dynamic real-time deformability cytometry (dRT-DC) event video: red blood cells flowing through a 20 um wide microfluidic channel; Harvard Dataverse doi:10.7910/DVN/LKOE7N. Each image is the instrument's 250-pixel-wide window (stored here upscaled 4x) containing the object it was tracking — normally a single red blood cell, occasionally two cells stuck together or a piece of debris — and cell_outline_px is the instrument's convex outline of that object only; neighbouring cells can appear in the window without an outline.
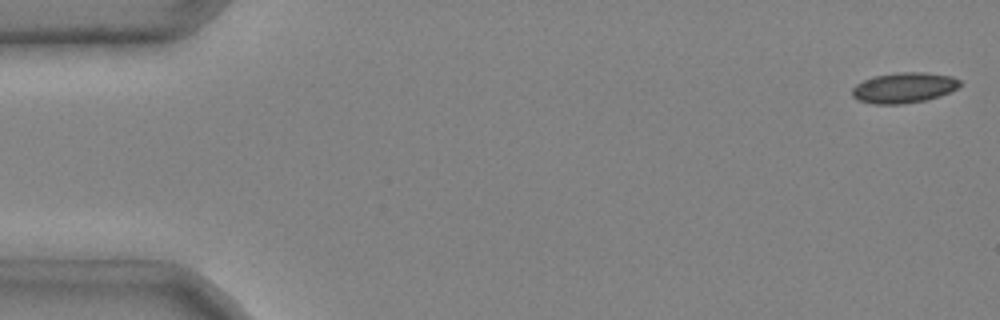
{"species": "common noctule bat (a hibernating species)", "species_latin": "Nyctalus noctula", "temperature_condition": "cold", "stored_images_in_passage": 4, "camera_frame_rate_fps": 3000, "um_per_image_px": 0.085, "animal": {"sex": "male", "body_mass_g": 20.4}, "frame": {"image": 1, "passage_image": 1, "time_ms": 0.0, "image_size_px": [1000, 320], "cell_outline_px": [[960, 84], [956, 88], [940, 96], [924, 100], [904, 104], [872, 104], [856, 100], [852, 96], [852, 88], [856, 84], [872, 76], [896, 72], [924, 72], [952, 76], [960, 80]], "centroid_in_image_um": [76.78, 7.45], "position_along_channel_um": 8.2, "area_um2": 19.25}}
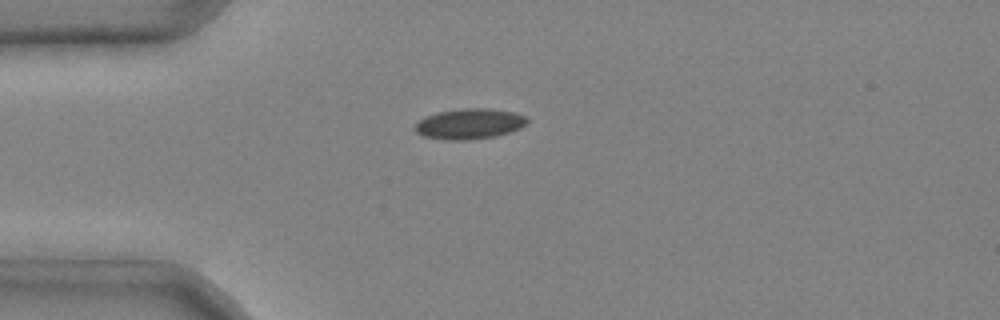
{"frame": {"image": 2, "passage_image": 4, "time_ms": 1.0, "image_size_px": [1000, 320], "cell_outline_px": [[528, 124], [520, 128], [496, 136], [464, 140], [444, 140], [424, 136], [416, 132], [416, 124], [424, 116], [436, 112], [464, 108], [492, 108], [516, 112], [528, 116]], "centroid_in_image_um": [39.95, 10.51], "position_along_channel_um": 45.1, "area_um2": 20.11}}